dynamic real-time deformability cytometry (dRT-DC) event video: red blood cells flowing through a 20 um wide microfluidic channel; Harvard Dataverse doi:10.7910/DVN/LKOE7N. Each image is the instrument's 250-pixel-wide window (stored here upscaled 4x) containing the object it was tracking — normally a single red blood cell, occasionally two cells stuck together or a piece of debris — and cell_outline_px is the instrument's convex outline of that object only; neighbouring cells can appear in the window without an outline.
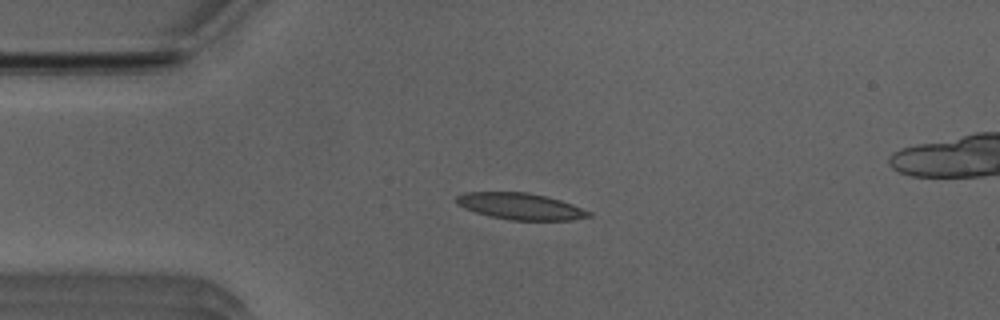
{"species": "Egyptian fruit bat (a non-hibernating species)", "species_latin": "Rousettus aegyptiacus", "temperature_condition": "room temperature", "stored_images_in_passage": 45, "camera_frame_rate_fps": 3000, "um_per_image_px": 0.085, "animal": {"sex": "male"}, "frame": {"image": 1, "passage_image": 11, "time_ms": 3.333, "image_size_px": [1000, 320], "cell_outline_px": [[592, 216], [572, 220], [512, 220], [492, 216], [476, 212], [464, 208], [456, 204], [456, 196], [464, 192], [528, 192], [560, 200], [572, 204], [592, 212]], "centroid_in_image_um": [44.24, 17.53], "position_along_channel_um": 40.8, "area_um2": 20.35}}
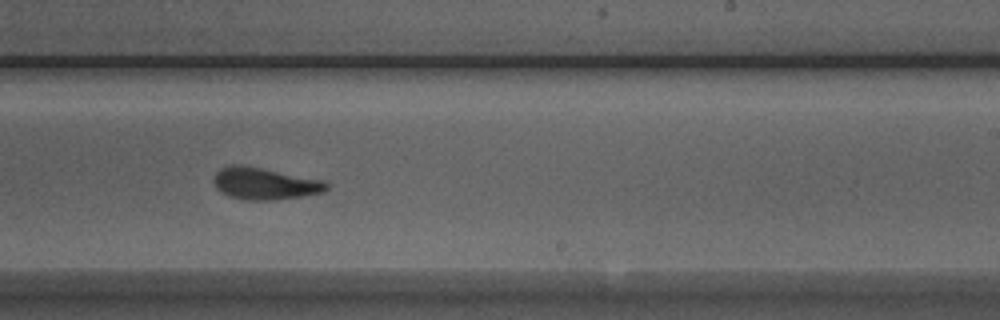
{"frame": {"image": 2, "passage_image": 30, "time_ms": 9.667, "image_size_px": [1000, 320], "cell_outline_px": [[328, 188], [324, 192], [300, 196], [272, 200], [248, 200], [228, 196], [220, 192], [216, 188], [212, 180], [216, 172], [220, 168], [232, 164], [240, 164], [324, 180], [328, 184]], "centroid_in_image_um": [22.46, 15.6], "position_along_channel_um": 266.5, "area_um2": 20.98}}
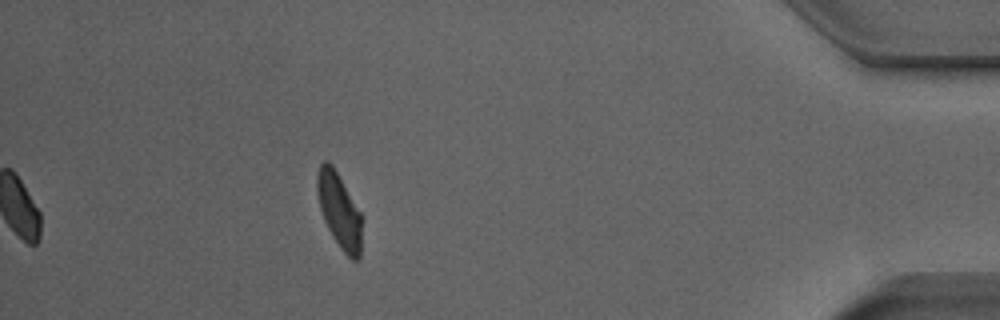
{"frame": {"image": 3, "passage_image": 45, "time_ms": 14.667, "image_size_px": [1000, 320], "cell_outline_px": [[360, 256], [356, 260], [352, 260], [340, 248], [332, 236], [324, 220], [320, 208], [316, 192], [316, 176], [320, 164], [324, 160], [328, 160], [332, 164], [360, 212]], "centroid_in_image_um": [28.79, 17.86], "position_along_channel_um": 406.4, "area_um2": 19.19}, "authors_computed_cell_mechanics": {"area_um2": 20.9814, "velocity_mm_per_s": 3.9243, "shape_relaxation_time_tau1_ms": 4.6406, "shape_relaxation_time_tau2_ms": 1.7114, "deformation_change_tau1": 0.1395, "deformation_change_tau2": 0.092}}